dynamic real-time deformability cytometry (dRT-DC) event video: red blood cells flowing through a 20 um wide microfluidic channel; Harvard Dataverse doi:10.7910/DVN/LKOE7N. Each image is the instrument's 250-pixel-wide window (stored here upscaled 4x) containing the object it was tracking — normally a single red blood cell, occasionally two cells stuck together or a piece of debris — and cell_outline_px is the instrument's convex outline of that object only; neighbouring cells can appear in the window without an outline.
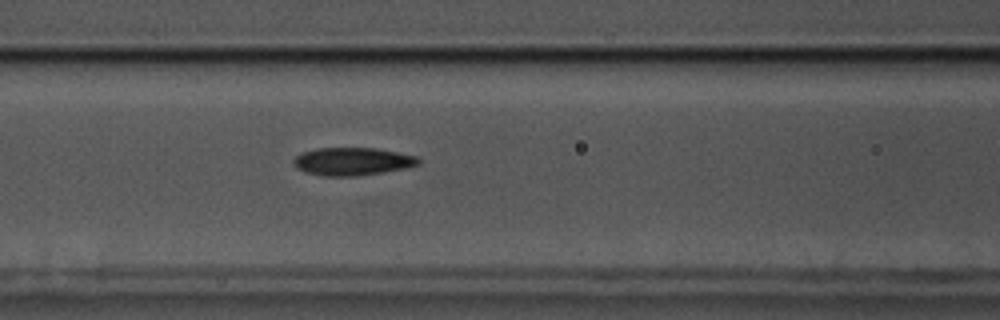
{"species": "common noctule bat (a hibernating species)", "species_latin": "Nyctalus noctula", "temperature_condition": "cold", "stored_images_in_passage": 56, "camera_frame_rate_fps": 3000, "um_per_image_px": 0.085, "animal": {"sex": "male", "body_mass_g": 17.5, "forearm_length_mm": 52.3}, "frame": {"image": 1, "passage_image": 23, "time_ms": 7.333, "image_size_px": [1000, 320], "cell_outline_px": [[420, 164], [404, 168], [384, 172], [360, 176], [324, 176], [304, 172], [296, 168], [292, 164], [292, 160], [300, 152], [316, 148], [376, 148], [416, 156], [420, 160]], "centroid_in_image_um": [29.9, 13.72], "position_along_channel_um": 136.7, "area_um2": 20.46}}
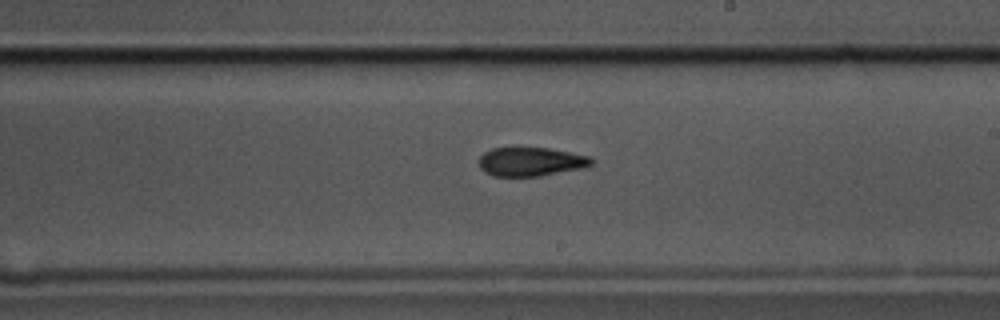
{"frame": {"image": 2, "passage_image": 32, "time_ms": 10.333, "image_size_px": [1000, 320], "cell_outline_px": [[596, 164], [584, 168], [540, 176], [492, 176], [484, 172], [480, 168], [476, 160], [484, 152], [492, 148], [548, 148], [592, 156], [596, 160]], "centroid_in_image_um": [45.16, 13.75], "position_along_channel_um": 243.8, "area_um2": 19.36}}
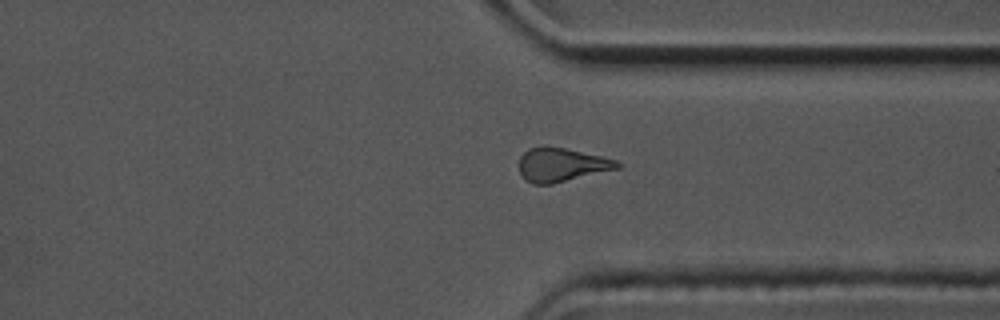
{"frame": {"image": 3, "passage_image": 42, "time_ms": 13.667, "image_size_px": [1000, 320], "cell_outline_px": [[620, 168], [552, 184], [532, 184], [524, 180], [520, 172], [520, 156], [528, 148], [564, 148], [600, 156], [616, 160], [620, 164]], "centroid_in_image_um": [47.72, 14.04], "position_along_channel_um": 363.7, "area_um2": 18.9}, "authors_computed_cell_mechanics": {"area_um2": 19.9121, "velocity_mm_per_s": 3.5917, "shape_relaxation_time_tau1_ms": 11.378, "shape_relaxation_time_tau2_ms": 5.0214, "deformation_change_tau1": 0.2088, "deformation_change_tau2": 0.1377}}